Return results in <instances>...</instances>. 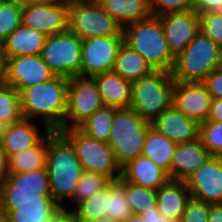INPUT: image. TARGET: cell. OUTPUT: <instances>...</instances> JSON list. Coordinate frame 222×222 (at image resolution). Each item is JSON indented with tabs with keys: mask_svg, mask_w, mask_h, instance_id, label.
Wrapping results in <instances>:
<instances>
[{
	"mask_svg": "<svg viewBox=\"0 0 222 222\" xmlns=\"http://www.w3.org/2000/svg\"><path fill=\"white\" fill-rule=\"evenodd\" d=\"M22 119L19 92L9 84L0 85V126L6 127Z\"/></svg>",
	"mask_w": 222,
	"mask_h": 222,
	"instance_id": "d6a6232c",
	"label": "cell"
},
{
	"mask_svg": "<svg viewBox=\"0 0 222 222\" xmlns=\"http://www.w3.org/2000/svg\"><path fill=\"white\" fill-rule=\"evenodd\" d=\"M166 41L172 54L177 57L200 32L199 14L194 10L160 16Z\"/></svg>",
	"mask_w": 222,
	"mask_h": 222,
	"instance_id": "e0dca14e",
	"label": "cell"
},
{
	"mask_svg": "<svg viewBox=\"0 0 222 222\" xmlns=\"http://www.w3.org/2000/svg\"><path fill=\"white\" fill-rule=\"evenodd\" d=\"M123 222H145V221L143 220L141 215L132 213Z\"/></svg>",
	"mask_w": 222,
	"mask_h": 222,
	"instance_id": "f907efd6",
	"label": "cell"
},
{
	"mask_svg": "<svg viewBox=\"0 0 222 222\" xmlns=\"http://www.w3.org/2000/svg\"><path fill=\"white\" fill-rule=\"evenodd\" d=\"M69 30L80 39L100 36H124L123 27L101 4L69 0Z\"/></svg>",
	"mask_w": 222,
	"mask_h": 222,
	"instance_id": "9c48e42d",
	"label": "cell"
},
{
	"mask_svg": "<svg viewBox=\"0 0 222 222\" xmlns=\"http://www.w3.org/2000/svg\"><path fill=\"white\" fill-rule=\"evenodd\" d=\"M124 36H100L82 39L81 77L113 71Z\"/></svg>",
	"mask_w": 222,
	"mask_h": 222,
	"instance_id": "7c38bea8",
	"label": "cell"
},
{
	"mask_svg": "<svg viewBox=\"0 0 222 222\" xmlns=\"http://www.w3.org/2000/svg\"><path fill=\"white\" fill-rule=\"evenodd\" d=\"M47 36L21 24L2 43L6 58L21 55H40Z\"/></svg>",
	"mask_w": 222,
	"mask_h": 222,
	"instance_id": "d4e9b609",
	"label": "cell"
},
{
	"mask_svg": "<svg viewBox=\"0 0 222 222\" xmlns=\"http://www.w3.org/2000/svg\"><path fill=\"white\" fill-rule=\"evenodd\" d=\"M8 159L6 151L0 145V182L9 174Z\"/></svg>",
	"mask_w": 222,
	"mask_h": 222,
	"instance_id": "f6af8a7d",
	"label": "cell"
},
{
	"mask_svg": "<svg viewBox=\"0 0 222 222\" xmlns=\"http://www.w3.org/2000/svg\"><path fill=\"white\" fill-rule=\"evenodd\" d=\"M209 222H222V203L209 204Z\"/></svg>",
	"mask_w": 222,
	"mask_h": 222,
	"instance_id": "bcb514c9",
	"label": "cell"
},
{
	"mask_svg": "<svg viewBox=\"0 0 222 222\" xmlns=\"http://www.w3.org/2000/svg\"><path fill=\"white\" fill-rule=\"evenodd\" d=\"M3 129H4V127L0 126V145H1V142H2Z\"/></svg>",
	"mask_w": 222,
	"mask_h": 222,
	"instance_id": "9f6ffc18",
	"label": "cell"
},
{
	"mask_svg": "<svg viewBox=\"0 0 222 222\" xmlns=\"http://www.w3.org/2000/svg\"><path fill=\"white\" fill-rule=\"evenodd\" d=\"M218 69H220L222 71V47H221V50H220V58H219Z\"/></svg>",
	"mask_w": 222,
	"mask_h": 222,
	"instance_id": "11a10c76",
	"label": "cell"
},
{
	"mask_svg": "<svg viewBox=\"0 0 222 222\" xmlns=\"http://www.w3.org/2000/svg\"><path fill=\"white\" fill-rule=\"evenodd\" d=\"M180 222H209V204L191 198Z\"/></svg>",
	"mask_w": 222,
	"mask_h": 222,
	"instance_id": "ab89813d",
	"label": "cell"
},
{
	"mask_svg": "<svg viewBox=\"0 0 222 222\" xmlns=\"http://www.w3.org/2000/svg\"><path fill=\"white\" fill-rule=\"evenodd\" d=\"M82 39L67 30L47 37L40 56L56 76H81Z\"/></svg>",
	"mask_w": 222,
	"mask_h": 222,
	"instance_id": "ba28073f",
	"label": "cell"
},
{
	"mask_svg": "<svg viewBox=\"0 0 222 222\" xmlns=\"http://www.w3.org/2000/svg\"><path fill=\"white\" fill-rule=\"evenodd\" d=\"M49 222H75V220L70 211L62 210Z\"/></svg>",
	"mask_w": 222,
	"mask_h": 222,
	"instance_id": "c3c4849f",
	"label": "cell"
},
{
	"mask_svg": "<svg viewBox=\"0 0 222 222\" xmlns=\"http://www.w3.org/2000/svg\"><path fill=\"white\" fill-rule=\"evenodd\" d=\"M157 208L168 219L181 221L191 194L185 181L168 180L156 191Z\"/></svg>",
	"mask_w": 222,
	"mask_h": 222,
	"instance_id": "7402d4cb",
	"label": "cell"
},
{
	"mask_svg": "<svg viewBox=\"0 0 222 222\" xmlns=\"http://www.w3.org/2000/svg\"><path fill=\"white\" fill-rule=\"evenodd\" d=\"M69 78L55 76L51 80L22 89L21 112L24 119L43 124L44 131L64 130Z\"/></svg>",
	"mask_w": 222,
	"mask_h": 222,
	"instance_id": "6da1fadb",
	"label": "cell"
},
{
	"mask_svg": "<svg viewBox=\"0 0 222 222\" xmlns=\"http://www.w3.org/2000/svg\"><path fill=\"white\" fill-rule=\"evenodd\" d=\"M103 107L98 87L92 77L75 76L70 78L64 130L78 128Z\"/></svg>",
	"mask_w": 222,
	"mask_h": 222,
	"instance_id": "8fae6325",
	"label": "cell"
},
{
	"mask_svg": "<svg viewBox=\"0 0 222 222\" xmlns=\"http://www.w3.org/2000/svg\"><path fill=\"white\" fill-rule=\"evenodd\" d=\"M199 138L212 156L222 157V122L206 121L200 124Z\"/></svg>",
	"mask_w": 222,
	"mask_h": 222,
	"instance_id": "8d00e7d4",
	"label": "cell"
},
{
	"mask_svg": "<svg viewBox=\"0 0 222 222\" xmlns=\"http://www.w3.org/2000/svg\"><path fill=\"white\" fill-rule=\"evenodd\" d=\"M118 183L125 189L128 203L133 214H142L157 208L156 190L135 185L125 181L122 177Z\"/></svg>",
	"mask_w": 222,
	"mask_h": 222,
	"instance_id": "1f68e13d",
	"label": "cell"
},
{
	"mask_svg": "<svg viewBox=\"0 0 222 222\" xmlns=\"http://www.w3.org/2000/svg\"><path fill=\"white\" fill-rule=\"evenodd\" d=\"M207 121H220L222 122V98L212 99L210 114Z\"/></svg>",
	"mask_w": 222,
	"mask_h": 222,
	"instance_id": "ee69618b",
	"label": "cell"
},
{
	"mask_svg": "<svg viewBox=\"0 0 222 222\" xmlns=\"http://www.w3.org/2000/svg\"><path fill=\"white\" fill-rule=\"evenodd\" d=\"M211 157L200 138L177 144L170 167V180L185 181Z\"/></svg>",
	"mask_w": 222,
	"mask_h": 222,
	"instance_id": "d6986e66",
	"label": "cell"
},
{
	"mask_svg": "<svg viewBox=\"0 0 222 222\" xmlns=\"http://www.w3.org/2000/svg\"><path fill=\"white\" fill-rule=\"evenodd\" d=\"M221 47L201 31L175 61L172 75L179 82H203L218 68Z\"/></svg>",
	"mask_w": 222,
	"mask_h": 222,
	"instance_id": "8992f818",
	"label": "cell"
},
{
	"mask_svg": "<svg viewBox=\"0 0 222 222\" xmlns=\"http://www.w3.org/2000/svg\"><path fill=\"white\" fill-rule=\"evenodd\" d=\"M116 107L104 106L78 128L87 136L108 143Z\"/></svg>",
	"mask_w": 222,
	"mask_h": 222,
	"instance_id": "4dcf8cb0",
	"label": "cell"
},
{
	"mask_svg": "<svg viewBox=\"0 0 222 222\" xmlns=\"http://www.w3.org/2000/svg\"><path fill=\"white\" fill-rule=\"evenodd\" d=\"M22 24L51 36L69 30V0L24 6Z\"/></svg>",
	"mask_w": 222,
	"mask_h": 222,
	"instance_id": "4fadbf2b",
	"label": "cell"
},
{
	"mask_svg": "<svg viewBox=\"0 0 222 222\" xmlns=\"http://www.w3.org/2000/svg\"><path fill=\"white\" fill-rule=\"evenodd\" d=\"M131 214L132 210L127 201L125 189L118 183V180L110 181V205L107 218L123 222Z\"/></svg>",
	"mask_w": 222,
	"mask_h": 222,
	"instance_id": "e575fe53",
	"label": "cell"
},
{
	"mask_svg": "<svg viewBox=\"0 0 222 222\" xmlns=\"http://www.w3.org/2000/svg\"><path fill=\"white\" fill-rule=\"evenodd\" d=\"M0 222H9L7 216L0 212Z\"/></svg>",
	"mask_w": 222,
	"mask_h": 222,
	"instance_id": "db71d44e",
	"label": "cell"
},
{
	"mask_svg": "<svg viewBox=\"0 0 222 222\" xmlns=\"http://www.w3.org/2000/svg\"><path fill=\"white\" fill-rule=\"evenodd\" d=\"M90 222H116V221H113L111 220L110 218H102V219H98V220H93V221H90Z\"/></svg>",
	"mask_w": 222,
	"mask_h": 222,
	"instance_id": "f5cc1de1",
	"label": "cell"
},
{
	"mask_svg": "<svg viewBox=\"0 0 222 222\" xmlns=\"http://www.w3.org/2000/svg\"><path fill=\"white\" fill-rule=\"evenodd\" d=\"M124 42L138 52L154 70L172 73L176 57L166 41L160 16H150L123 28Z\"/></svg>",
	"mask_w": 222,
	"mask_h": 222,
	"instance_id": "3957f363",
	"label": "cell"
},
{
	"mask_svg": "<svg viewBox=\"0 0 222 222\" xmlns=\"http://www.w3.org/2000/svg\"><path fill=\"white\" fill-rule=\"evenodd\" d=\"M48 133L35 146L9 157V173H28L46 167Z\"/></svg>",
	"mask_w": 222,
	"mask_h": 222,
	"instance_id": "f546056e",
	"label": "cell"
},
{
	"mask_svg": "<svg viewBox=\"0 0 222 222\" xmlns=\"http://www.w3.org/2000/svg\"><path fill=\"white\" fill-rule=\"evenodd\" d=\"M151 127L176 144L191 142L199 138L200 124L189 119L173 105L158 115Z\"/></svg>",
	"mask_w": 222,
	"mask_h": 222,
	"instance_id": "ac0fdd59",
	"label": "cell"
},
{
	"mask_svg": "<svg viewBox=\"0 0 222 222\" xmlns=\"http://www.w3.org/2000/svg\"><path fill=\"white\" fill-rule=\"evenodd\" d=\"M55 76L40 55L6 58V84L13 86L18 92L47 82Z\"/></svg>",
	"mask_w": 222,
	"mask_h": 222,
	"instance_id": "9a60e30c",
	"label": "cell"
},
{
	"mask_svg": "<svg viewBox=\"0 0 222 222\" xmlns=\"http://www.w3.org/2000/svg\"><path fill=\"white\" fill-rule=\"evenodd\" d=\"M185 183L191 198L207 204L222 203V157L212 156Z\"/></svg>",
	"mask_w": 222,
	"mask_h": 222,
	"instance_id": "5bb4252c",
	"label": "cell"
},
{
	"mask_svg": "<svg viewBox=\"0 0 222 222\" xmlns=\"http://www.w3.org/2000/svg\"><path fill=\"white\" fill-rule=\"evenodd\" d=\"M13 1L19 4L20 6L24 7V6L34 5L38 3H45V2H49L53 0H13Z\"/></svg>",
	"mask_w": 222,
	"mask_h": 222,
	"instance_id": "681fc988",
	"label": "cell"
},
{
	"mask_svg": "<svg viewBox=\"0 0 222 222\" xmlns=\"http://www.w3.org/2000/svg\"><path fill=\"white\" fill-rule=\"evenodd\" d=\"M108 182L109 180L101 174L83 171L71 202L73 201L77 205L79 202L88 199Z\"/></svg>",
	"mask_w": 222,
	"mask_h": 222,
	"instance_id": "d590c367",
	"label": "cell"
},
{
	"mask_svg": "<svg viewBox=\"0 0 222 222\" xmlns=\"http://www.w3.org/2000/svg\"><path fill=\"white\" fill-rule=\"evenodd\" d=\"M100 4L123 28L151 16L150 0H103Z\"/></svg>",
	"mask_w": 222,
	"mask_h": 222,
	"instance_id": "484cf974",
	"label": "cell"
},
{
	"mask_svg": "<svg viewBox=\"0 0 222 222\" xmlns=\"http://www.w3.org/2000/svg\"><path fill=\"white\" fill-rule=\"evenodd\" d=\"M176 145L150 126L144 140L142 155L163 169L170 179V167Z\"/></svg>",
	"mask_w": 222,
	"mask_h": 222,
	"instance_id": "f1b7e54d",
	"label": "cell"
},
{
	"mask_svg": "<svg viewBox=\"0 0 222 222\" xmlns=\"http://www.w3.org/2000/svg\"><path fill=\"white\" fill-rule=\"evenodd\" d=\"M150 126V122L132 108H117L108 144L121 168L143 154L144 140Z\"/></svg>",
	"mask_w": 222,
	"mask_h": 222,
	"instance_id": "5b68a950",
	"label": "cell"
},
{
	"mask_svg": "<svg viewBox=\"0 0 222 222\" xmlns=\"http://www.w3.org/2000/svg\"><path fill=\"white\" fill-rule=\"evenodd\" d=\"M121 177L125 181L156 191L169 180L163 169L143 155L124 165Z\"/></svg>",
	"mask_w": 222,
	"mask_h": 222,
	"instance_id": "44dd1931",
	"label": "cell"
},
{
	"mask_svg": "<svg viewBox=\"0 0 222 222\" xmlns=\"http://www.w3.org/2000/svg\"><path fill=\"white\" fill-rule=\"evenodd\" d=\"M212 97L202 82L175 81L172 105L189 119L202 124L208 120Z\"/></svg>",
	"mask_w": 222,
	"mask_h": 222,
	"instance_id": "2e32d148",
	"label": "cell"
},
{
	"mask_svg": "<svg viewBox=\"0 0 222 222\" xmlns=\"http://www.w3.org/2000/svg\"><path fill=\"white\" fill-rule=\"evenodd\" d=\"M150 10L152 16L192 11L193 0H150Z\"/></svg>",
	"mask_w": 222,
	"mask_h": 222,
	"instance_id": "f35d334b",
	"label": "cell"
},
{
	"mask_svg": "<svg viewBox=\"0 0 222 222\" xmlns=\"http://www.w3.org/2000/svg\"><path fill=\"white\" fill-rule=\"evenodd\" d=\"M193 9L197 14L222 12V0H193Z\"/></svg>",
	"mask_w": 222,
	"mask_h": 222,
	"instance_id": "b9f144b4",
	"label": "cell"
},
{
	"mask_svg": "<svg viewBox=\"0 0 222 222\" xmlns=\"http://www.w3.org/2000/svg\"><path fill=\"white\" fill-rule=\"evenodd\" d=\"M55 202L46 167L28 173H9L0 182V203Z\"/></svg>",
	"mask_w": 222,
	"mask_h": 222,
	"instance_id": "30bf717a",
	"label": "cell"
},
{
	"mask_svg": "<svg viewBox=\"0 0 222 222\" xmlns=\"http://www.w3.org/2000/svg\"><path fill=\"white\" fill-rule=\"evenodd\" d=\"M61 211L56 202L0 203L9 222H49Z\"/></svg>",
	"mask_w": 222,
	"mask_h": 222,
	"instance_id": "cb8c5ba5",
	"label": "cell"
},
{
	"mask_svg": "<svg viewBox=\"0 0 222 222\" xmlns=\"http://www.w3.org/2000/svg\"><path fill=\"white\" fill-rule=\"evenodd\" d=\"M110 205V181L88 199L79 202L74 210H69L65 205L62 210L70 211L75 222H90L106 218Z\"/></svg>",
	"mask_w": 222,
	"mask_h": 222,
	"instance_id": "4316f807",
	"label": "cell"
},
{
	"mask_svg": "<svg viewBox=\"0 0 222 222\" xmlns=\"http://www.w3.org/2000/svg\"><path fill=\"white\" fill-rule=\"evenodd\" d=\"M60 132L74 146L83 171L101 174L109 181L121 177V167L108 143L85 135L79 128Z\"/></svg>",
	"mask_w": 222,
	"mask_h": 222,
	"instance_id": "52a82bcc",
	"label": "cell"
},
{
	"mask_svg": "<svg viewBox=\"0 0 222 222\" xmlns=\"http://www.w3.org/2000/svg\"><path fill=\"white\" fill-rule=\"evenodd\" d=\"M70 1H76V2H81V3L100 4L103 0H70Z\"/></svg>",
	"mask_w": 222,
	"mask_h": 222,
	"instance_id": "816d5d0a",
	"label": "cell"
},
{
	"mask_svg": "<svg viewBox=\"0 0 222 222\" xmlns=\"http://www.w3.org/2000/svg\"><path fill=\"white\" fill-rule=\"evenodd\" d=\"M174 83L172 73L162 70L132 82L130 108L144 120L152 122L172 106Z\"/></svg>",
	"mask_w": 222,
	"mask_h": 222,
	"instance_id": "277c9868",
	"label": "cell"
},
{
	"mask_svg": "<svg viewBox=\"0 0 222 222\" xmlns=\"http://www.w3.org/2000/svg\"><path fill=\"white\" fill-rule=\"evenodd\" d=\"M23 7L13 0H0V43L22 24Z\"/></svg>",
	"mask_w": 222,
	"mask_h": 222,
	"instance_id": "836d02e7",
	"label": "cell"
},
{
	"mask_svg": "<svg viewBox=\"0 0 222 222\" xmlns=\"http://www.w3.org/2000/svg\"><path fill=\"white\" fill-rule=\"evenodd\" d=\"M6 84V57L0 43V85Z\"/></svg>",
	"mask_w": 222,
	"mask_h": 222,
	"instance_id": "7dc6e473",
	"label": "cell"
},
{
	"mask_svg": "<svg viewBox=\"0 0 222 222\" xmlns=\"http://www.w3.org/2000/svg\"><path fill=\"white\" fill-rule=\"evenodd\" d=\"M46 169L53 200L61 207L72 199L83 172L72 143L59 131L48 132Z\"/></svg>",
	"mask_w": 222,
	"mask_h": 222,
	"instance_id": "7a4b0ae2",
	"label": "cell"
},
{
	"mask_svg": "<svg viewBox=\"0 0 222 222\" xmlns=\"http://www.w3.org/2000/svg\"><path fill=\"white\" fill-rule=\"evenodd\" d=\"M200 31L222 47V12L199 14Z\"/></svg>",
	"mask_w": 222,
	"mask_h": 222,
	"instance_id": "74e56055",
	"label": "cell"
},
{
	"mask_svg": "<svg viewBox=\"0 0 222 222\" xmlns=\"http://www.w3.org/2000/svg\"><path fill=\"white\" fill-rule=\"evenodd\" d=\"M113 71L124 80L132 83L155 70L138 52L123 42L117 54Z\"/></svg>",
	"mask_w": 222,
	"mask_h": 222,
	"instance_id": "83f0119b",
	"label": "cell"
},
{
	"mask_svg": "<svg viewBox=\"0 0 222 222\" xmlns=\"http://www.w3.org/2000/svg\"><path fill=\"white\" fill-rule=\"evenodd\" d=\"M36 122L22 119L3 129L1 146L6 151L8 158L27 148L37 145L49 131L41 134Z\"/></svg>",
	"mask_w": 222,
	"mask_h": 222,
	"instance_id": "ffe728a7",
	"label": "cell"
},
{
	"mask_svg": "<svg viewBox=\"0 0 222 222\" xmlns=\"http://www.w3.org/2000/svg\"><path fill=\"white\" fill-rule=\"evenodd\" d=\"M140 215L145 222H177L175 220L168 219L167 217L163 216L158 208L149 210Z\"/></svg>",
	"mask_w": 222,
	"mask_h": 222,
	"instance_id": "7bdbcfd3",
	"label": "cell"
},
{
	"mask_svg": "<svg viewBox=\"0 0 222 222\" xmlns=\"http://www.w3.org/2000/svg\"><path fill=\"white\" fill-rule=\"evenodd\" d=\"M210 93L212 99L222 98V71L214 69L202 82Z\"/></svg>",
	"mask_w": 222,
	"mask_h": 222,
	"instance_id": "60d3db41",
	"label": "cell"
},
{
	"mask_svg": "<svg viewBox=\"0 0 222 222\" xmlns=\"http://www.w3.org/2000/svg\"><path fill=\"white\" fill-rule=\"evenodd\" d=\"M96 82L104 106L130 108L132 83L114 71L92 77Z\"/></svg>",
	"mask_w": 222,
	"mask_h": 222,
	"instance_id": "603a6c76",
	"label": "cell"
}]
</instances>
